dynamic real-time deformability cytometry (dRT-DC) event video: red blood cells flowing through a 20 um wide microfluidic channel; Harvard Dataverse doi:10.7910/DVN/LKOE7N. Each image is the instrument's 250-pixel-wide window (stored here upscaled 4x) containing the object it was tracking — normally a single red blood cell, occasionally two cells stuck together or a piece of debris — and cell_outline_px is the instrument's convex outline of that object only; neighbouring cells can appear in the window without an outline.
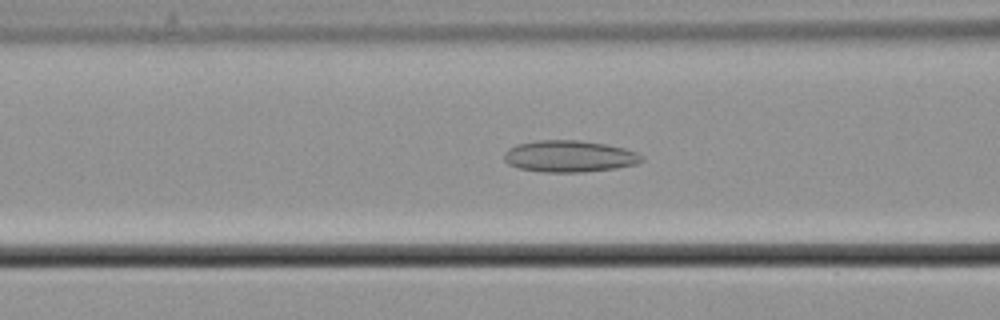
{"species": "common noctule bat (a hibernating species)", "species_latin": "Nyctalus noctula", "temperature_condition": "cold", "stored_images_in_passage": 47, "camera_frame_rate_fps": 3000, "um_per_image_px": 0.085, "animal": {"sex": "male", "body_mass_g": 21.5, "forearm_length_mm": 52.0}, "frame": {"image": 1, "passage_image": 22, "time_ms": 7.0, "image_size_px": [1000, 320], "cell_outline_px": [[644, 160], [636, 164], [616, 168], [584, 172], [540, 172], [520, 168], [508, 164], [504, 160], [504, 152], [508, 148], [516, 144], [536, 140], [580, 140], [604, 144], [624, 148], [636, 152], [644, 156]], "centroid_in_image_um": [48.38, 13.28], "position_along_channel_um": 118.2, "area_um2": 25.55}}
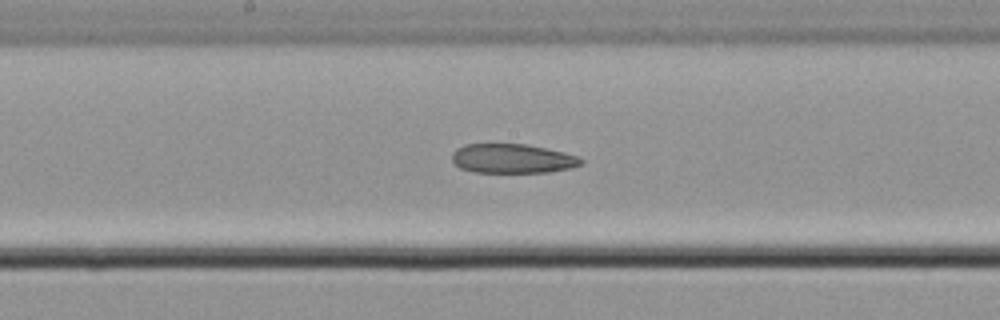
{"frame": {"image": 2, "passage_image": 29, "time_ms": 9.333, "image_size_px": [1000, 320], "cell_outline_px": [[584, 164], [572, 168], [548, 172], [472, 172], [460, 168], [452, 160], [452, 152], [456, 148], [464, 144], [528, 144], [564, 152], [576, 156], [584, 160]], "centroid_in_image_um": [43.56, 13.48], "position_along_channel_um": 204.6, "area_um2": 22.2}}
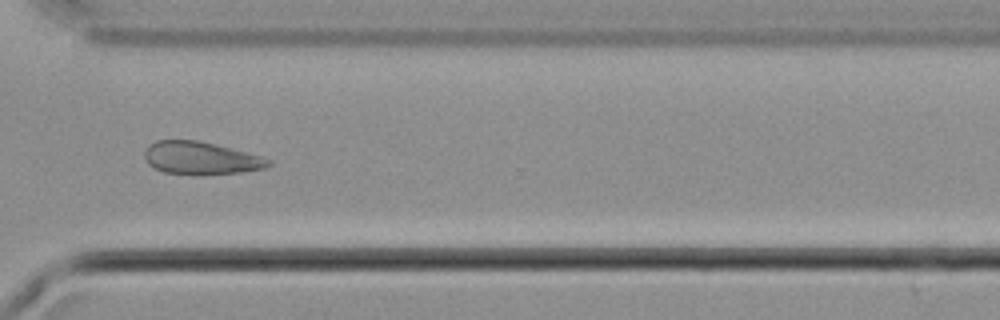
{"frame": {"image": 3, "passage_image": 41, "time_ms": 13.333, "image_size_px": [1000, 320], "cell_outline_px": [[272, 164], [264, 168], [240, 172], [200, 176], [164, 172], [152, 168], [148, 164], [144, 156], [144, 152], [148, 144], [156, 140], [196, 140], [216, 144], [264, 156], [272, 160]], "centroid_in_image_um": [17.07, 13.45], "position_along_channel_um": 353.5, "area_um2": 24.16}}